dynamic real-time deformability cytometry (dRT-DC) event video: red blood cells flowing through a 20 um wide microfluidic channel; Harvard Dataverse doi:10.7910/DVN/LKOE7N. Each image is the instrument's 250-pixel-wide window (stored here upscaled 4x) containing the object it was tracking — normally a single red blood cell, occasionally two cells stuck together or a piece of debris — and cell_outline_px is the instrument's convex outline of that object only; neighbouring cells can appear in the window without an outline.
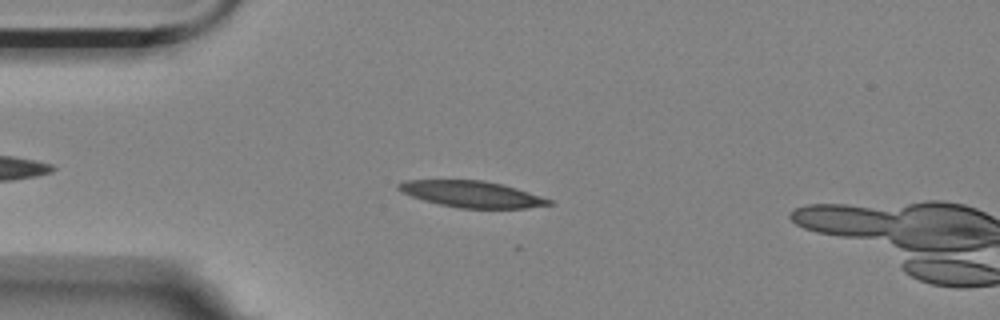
{"species": "Egyptian fruit bat (a non-hibernating species)", "species_latin": "Rousettus aegyptiacus", "temperature_condition": "room temperature", "stored_images_in_passage": 6, "camera_frame_rate_fps": 3000, "um_per_image_px": 0.085, "animal": {"sex": "female"}, "frame": {"image": 1, "passage_image": 5, "time_ms": 1.333, "image_size_px": [1000, 320], "cell_outline_px": [[552, 204], [528, 208], [460, 208], [440, 204], [424, 200], [400, 192], [396, 188], [396, 184], [404, 180], [484, 180], [504, 184], [552, 200]], "centroid_in_image_um": [40.07, 16.49], "position_along_channel_um": 44.9, "area_um2": 23.06}}